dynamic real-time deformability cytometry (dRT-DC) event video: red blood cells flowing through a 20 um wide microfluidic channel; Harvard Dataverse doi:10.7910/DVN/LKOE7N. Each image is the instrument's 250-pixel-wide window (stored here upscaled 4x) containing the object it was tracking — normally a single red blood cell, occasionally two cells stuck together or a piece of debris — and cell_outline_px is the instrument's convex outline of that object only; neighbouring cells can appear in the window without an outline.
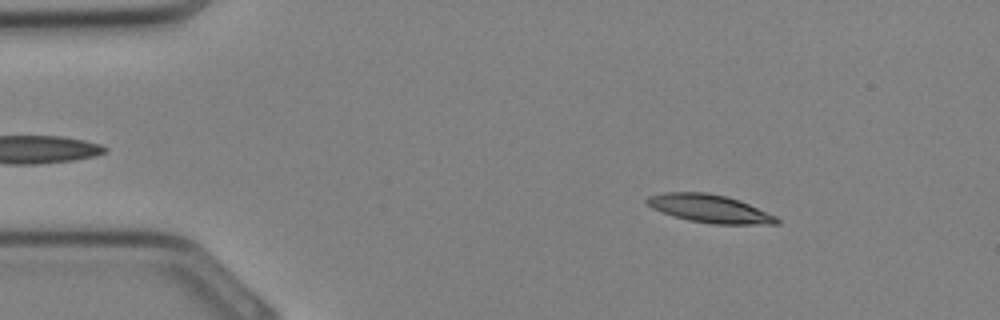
{"species": "Egyptian fruit bat (a non-hibernating species)", "species_latin": "Rousettus aegyptiacus", "temperature_condition": "cold", "stored_images_in_passage": 33, "segment_of_instrument_passage": [1, 2], "camera_frame_rate_fps": 3000, "um_per_image_px": 0.085, "animal": {"sex": "female"}, "frame": {"image": 1, "passage_image": 4, "time_ms": 1.0, "image_size_px": [1000, 320], "cell_outline_px": [[780, 224], [712, 224], [688, 220], [652, 208], [644, 200], [648, 196], [664, 192], [708, 192], [740, 200], [776, 216], [780, 220]], "centroid_in_image_um": [60.33, 17.73], "position_along_channel_um": 24.7, "area_um2": 21.1}}
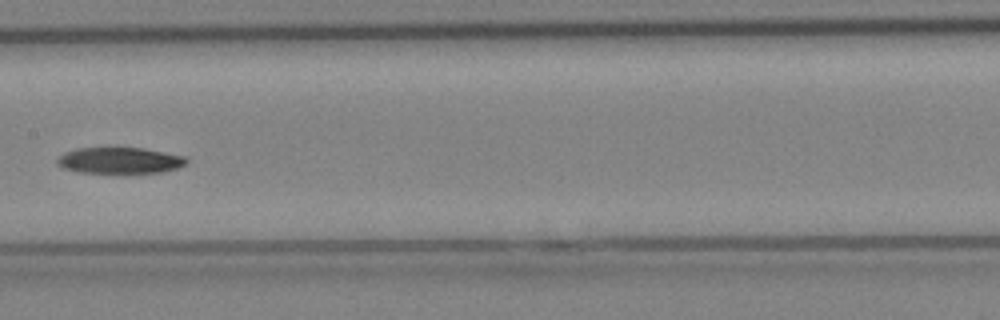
{"frame": {"image": 2, "passage_image": 16, "time_ms": 5.0, "image_size_px": [1000, 320], "cell_outline_px": [[188, 160], [184, 164], [176, 168], [160, 172], [80, 172], [64, 168], [56, 160], [64, 152], [76, 148], [144, 148], [184, 156]], "centroid_in_image_um": [10.17, 13.62], "position_along_channel_um": 197.2, "area_um2": 19.25}}
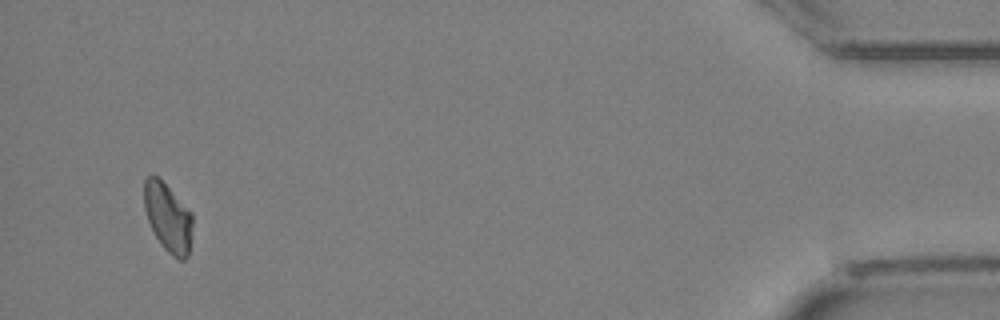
{"frame": {"image": 3, "passage_image": 31, "time_ms": 10.0, "image_size_px": [1000, 320], "cell_outline_px": [[192, 236], [188, 256], [184, 260], [180, 260], [172, 256], [164, 248], [156, 236], [148, 220], [144, 208], [144, 180], [148, 176], [156, 176], [192, 212]], "centroid_in_image_um": [14.29, 18.52], "position_along_channel_um": 420.9, "area_um2": 19.13}}